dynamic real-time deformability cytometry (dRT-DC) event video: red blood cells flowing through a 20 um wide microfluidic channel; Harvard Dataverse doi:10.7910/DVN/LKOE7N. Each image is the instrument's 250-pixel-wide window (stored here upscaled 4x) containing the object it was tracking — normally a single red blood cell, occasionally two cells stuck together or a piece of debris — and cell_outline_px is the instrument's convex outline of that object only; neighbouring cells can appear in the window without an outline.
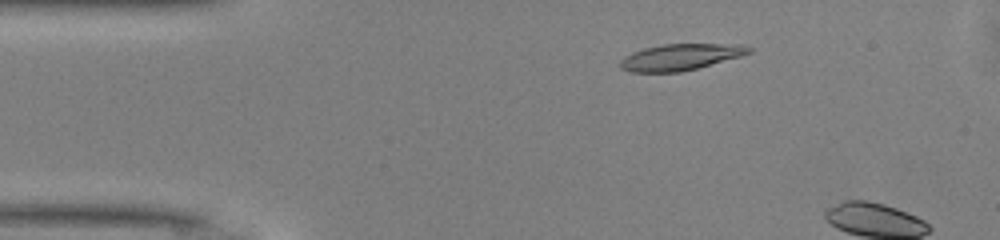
{"species": "common noctule bat (a hibernating species)", "species_latin": "Nyctalus noctula", "temperature_condition": "warm", "stored_images_in_passage": 10, "camera_frame_rate_fps": 3000, "um_per_image_px": 0.085, "animal": {"sex": "male", "body_mass_g": 13.0, "forearm_length_mm": 53.1}, "frame": {"image": 1, "passage_image": 7, "time_ms": 2.0, "image_size_px": [1000, 240], "cell_outline_px": [[752, 52], [740, 56], [696, 68], [680, 72], [632, 72], [620, 68], [620, 60], [624, 56], [632, 52], [644, 48], [660, 44], [744, 44], [752, 48]], "centroid_in_image_um": [57.82, 4.84], "position_along_channel_um": 27.2, "area_um2": 19.71}}